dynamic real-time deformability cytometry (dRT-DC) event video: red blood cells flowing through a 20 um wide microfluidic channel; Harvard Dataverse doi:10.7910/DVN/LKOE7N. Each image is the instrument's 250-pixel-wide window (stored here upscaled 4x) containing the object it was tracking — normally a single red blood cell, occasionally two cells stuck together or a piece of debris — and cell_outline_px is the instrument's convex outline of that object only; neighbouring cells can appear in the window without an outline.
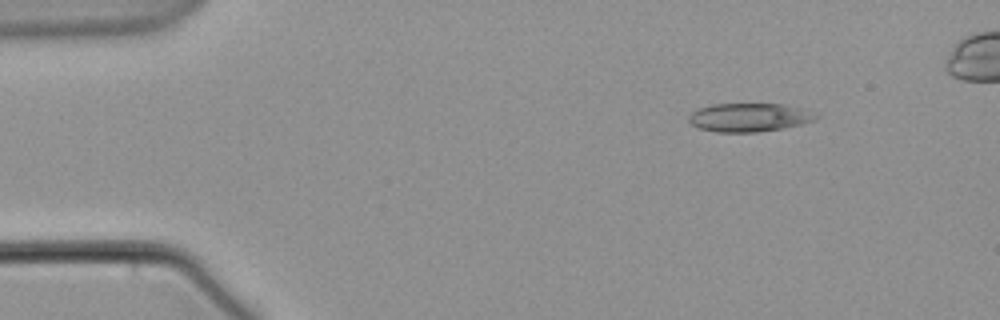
{"species": "common noctule bat (a hibernating species)", "species_latin": "Nyctalus noctula", "temperature_condition": "warm", "stored_images_in_passage": 6, "camera_frame_rate_fps": 3000, "um_per_image_px": 0.085, "animal": {"sex": "male", "body_mass_g": 21.5, "forearm_length_mm": 52.0}, "frame": {"image": 1, "passage_image": 2, "time_ms": 1.333, "image_size_px": [1000, 320], "cell_outline_px": [[820, 116], [812, 120], [800, 124], [784, 128], [756, 132], [716, 132], [700, 128], [692, 124], [688, 120], [688, 116], [692, 112], [700, 108], [712, 104], [784, 104], [800, 108]], "centroid_in_image_um": [63.64, 9.98], "position_along_channel_um": 21.4, "area_um2": 20.87}}